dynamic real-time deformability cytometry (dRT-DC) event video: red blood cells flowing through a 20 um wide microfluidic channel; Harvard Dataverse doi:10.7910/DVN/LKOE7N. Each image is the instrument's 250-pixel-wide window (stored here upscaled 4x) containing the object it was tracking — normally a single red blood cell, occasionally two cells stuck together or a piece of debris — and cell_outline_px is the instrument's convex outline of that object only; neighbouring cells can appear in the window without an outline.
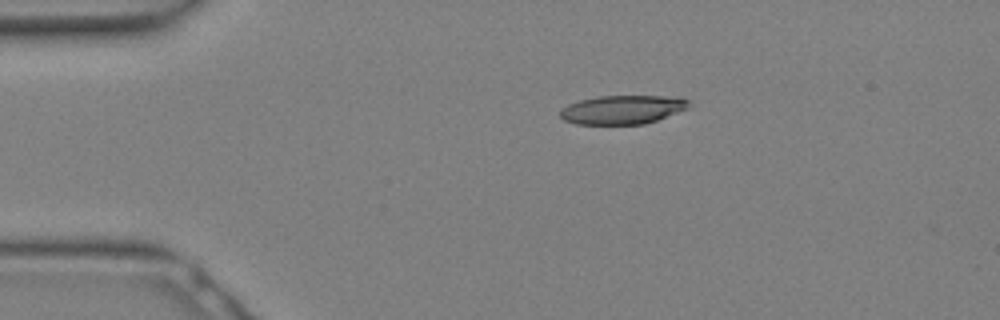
{"species": "Egyptian fruit bat (a non-hibernating species)", "species_latin": "Rousettus aegyptiacus", "temperature_condition": "warm", "stored_images_in_passage": 8, "camera_frame_rate_fps": 3000, "um_per_image_px": 0.085, "animal": {"sex": "female"}, "frame": {"image": 1, "passage_image": 1, "time_ms": 0.0, "image_size_px": [1000, 320], "cell_outline_px": [[688, 108], [656, 120], [644, 124], [576, 124], [564, 120], [560, 116], [560, 112], [568, 104], [580, 100], [600, 96], [680, 96], [688, 100]], "centroid_in_image_um": [52.92, 9.31], "position_along_channel_um": 32.1, "area_um2": 21.44}}
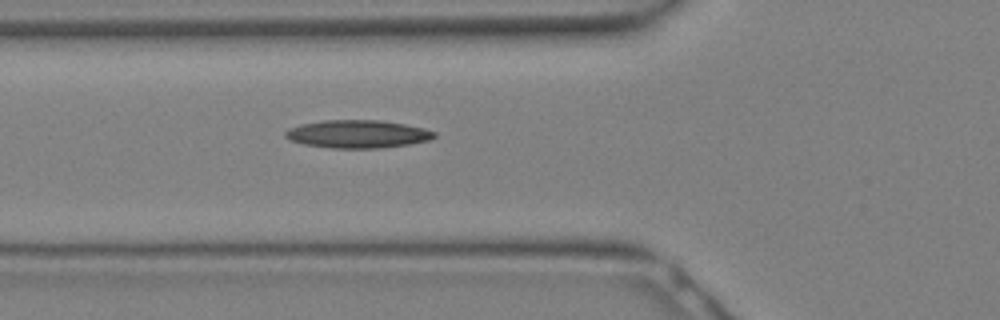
{"frame": {"image": 2, "passage_image": 6, "time_ms": 1.667, "image_size_px": [1000, 320], "cell_outline_px": [[436, 136], [428, 140], [408, 144], [380, 148], [332, 148], [304, 144], [292, 140], [284, 136], [284, 132], [288, 128], [300, 124], [324, 120], [380, 120], [404, 124], [424, 128], [436, 132]], "centroid_in_image_um": [30.38, 11.38], "position_along_channel_um": 95.4, "area_um2": 24.16}}
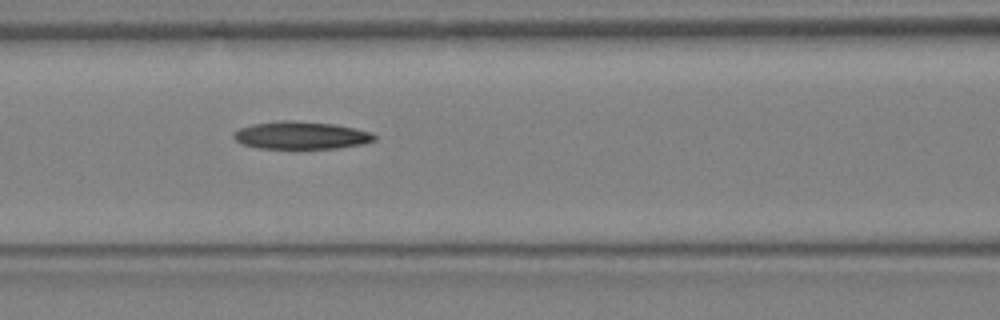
{"frame": {"image": 3, "passage_image": 8, "time_ms": 2.333, "image_size_px": [1000, 320], "cell_outline_px": [[376, 140], [360, 144], [336, 148], [256, 148], [244, 144], [236, 140], [232, 136], [232, 132], [240, 128], [252, 124], [280, 120], [292, 120], [332, 124], [372, 132], [376, 136]], "centroid_in_image_um": [25.55, 11.5], "position_along_channel_um": 141.1, "area_um2": 22.48}}